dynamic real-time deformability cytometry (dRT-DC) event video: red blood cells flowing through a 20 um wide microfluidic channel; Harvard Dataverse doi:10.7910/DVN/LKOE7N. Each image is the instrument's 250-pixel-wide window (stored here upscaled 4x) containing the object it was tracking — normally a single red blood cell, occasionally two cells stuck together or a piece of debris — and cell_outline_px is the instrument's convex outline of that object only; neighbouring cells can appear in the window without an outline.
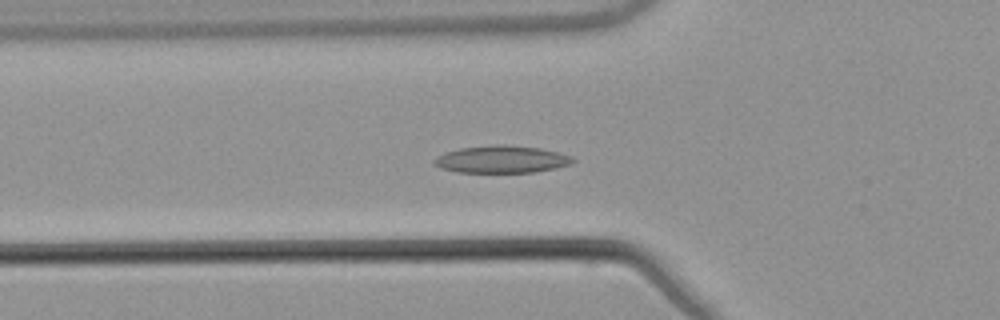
{"species": "common noctule bat (a hibernating species)", "species_latin": "Nyctalus noctula", "temperature_condition": "warm", "stored_images_in_passage": 44, "camera_frame_rate_fps": 3000, "um_per_image_px": 0.085, "animal": {"sex": "male", "body_mass_g": 21.5, "forearm_length_mm": 52.0}, "frame": {"image": 1, "passage_image": 13, "time_ms": 4.0, "image_size_px": [1000, 320], "cell_outline_px": [[576, 160], [572, 164], [556, 168], [536, 172], [456, 172], [440, 168], [432, 164], [432, 160], [436, 156], [444, 152], [460, 148], [496, 144], [504, 144], [540, 148], [572, 156]], "centroid_in_image_um": [42.61, 13.54], "position_along_channel_um": 83.2, "area_um2": 22.31}, "authors_computed_cell_mechanics": {"area_um2": 20.4612, "velocity_mm_per_s": 3.7767, "shape_relaxation_time_tau1_ms": 9.2393, "shape_relaxation_time_tau2_ms": 3.599, "deformation_change_tau1": 0.1688, "deformation_change_tau2": 0.0845}}